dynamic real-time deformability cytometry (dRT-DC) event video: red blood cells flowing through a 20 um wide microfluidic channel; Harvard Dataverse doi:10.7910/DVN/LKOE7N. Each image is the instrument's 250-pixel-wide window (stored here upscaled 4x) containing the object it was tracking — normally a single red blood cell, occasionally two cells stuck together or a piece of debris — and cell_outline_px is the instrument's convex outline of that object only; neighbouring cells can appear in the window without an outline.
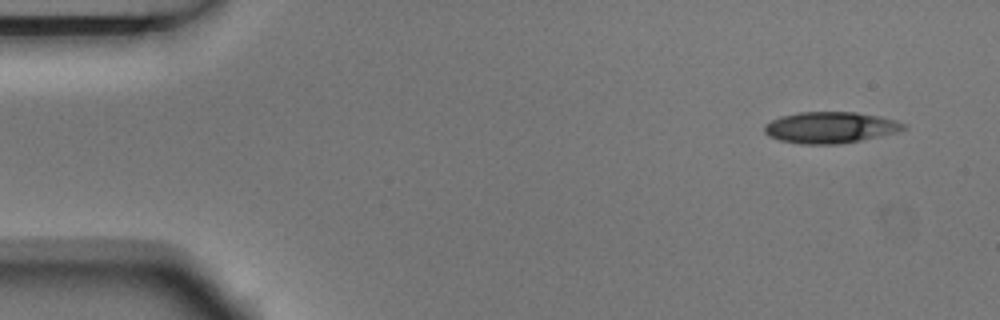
{"species": "Egyptian fruit bat (a non-hibernating species)", "species_latin": "Rousettus aegyptiacus", "temperature_condition": "room temperature", "stored_images_in_passage": 4, "camera_frame_rate_fps": 3000, "um_per_image_px": 0.085, "animal": {"sex": "male"}, "frame": {"image": 1, "passage_image": 1, "time_ms": 0.0, "image_size_px": [1000, 320], "cell_outline_px": [[908, 128], [896, 132], [860, 140], [840, 144], [800, 144], [780, 140], [768, 136], [764, 132], [764, 124], [780, 116], [800, 112], [856, 112], [880, 116], [896, 120], [908, 124]], "centroid_in_image_um": [70.58, 10.83], "position_along_channel_um": 14.4, "area_um2": 25.49}}
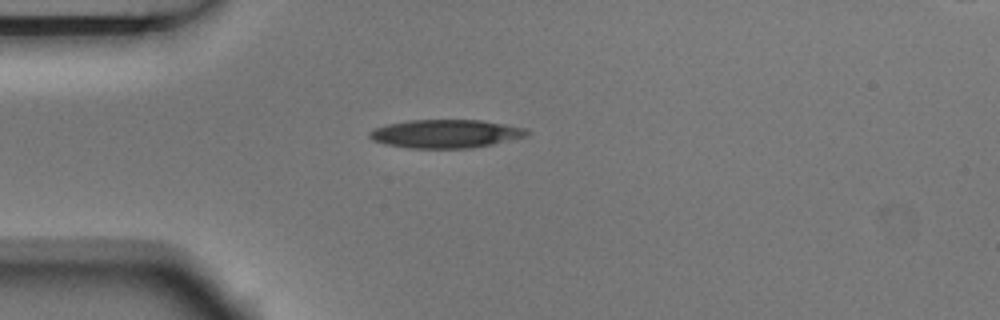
{"frame": {"image": 2, "passage_image": 4, "time_ms": 1.0, "image_size_px": [1000, 320], "cell_outline_px": [[532, 132], [528, 136], [492, 144], [468, 148], [408, 148], [384, 144], [372, 140], [368, 136], [368, 132], [376, 128], [388, 124], [408, 120], [480, 120], [504, 124], [524, 128]], "centroid_in_image_um": [37.87, 11.37], "position_along_channel_um": 47.1, "area_um2": 26.01}}